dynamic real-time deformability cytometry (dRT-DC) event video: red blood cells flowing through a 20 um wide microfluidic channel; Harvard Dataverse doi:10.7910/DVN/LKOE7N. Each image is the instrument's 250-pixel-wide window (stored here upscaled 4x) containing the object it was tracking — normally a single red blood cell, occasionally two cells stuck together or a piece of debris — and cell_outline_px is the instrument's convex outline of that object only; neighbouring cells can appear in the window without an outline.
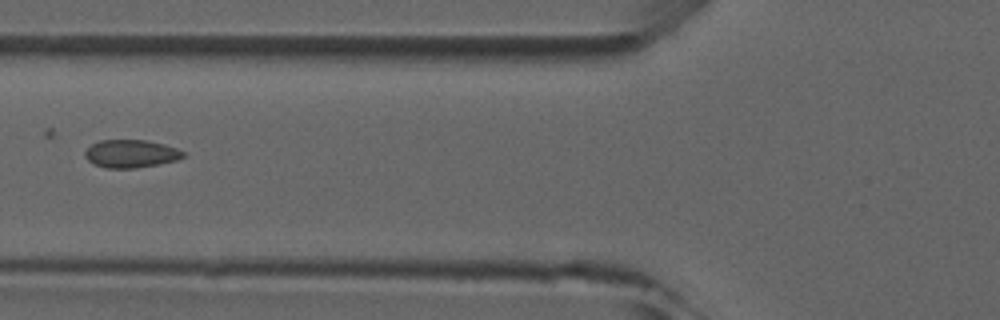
{"species": "common noctule bat (a hibernating species)", "species_latin": "Nyctalus noctula", "temperature_condition": "room temperature", "stored_images_in_passage": 5, "camera_frame_rate_fps": 3000, "um_per_image_px": 0.085, "animal": {"sex": "male", "forearm_length_mm": 52.5}, "frame": {"image": 1, "passage_image": 5, "time_ms": 5.333, "image_size_px": [1000, 320], "cell_outline_px": [[184, 156], [176, 160], [136, 168], [104, 168], [88, 160], [84, 156], [84, 152], [92, 144], [100, 140], [144, 140], [164, 144], [176, 148], [184, 152]], "centroid_in_image_um": [11.1, 13.06], "position_along_channel_um": 114.7, "area_um2": 15.78}}